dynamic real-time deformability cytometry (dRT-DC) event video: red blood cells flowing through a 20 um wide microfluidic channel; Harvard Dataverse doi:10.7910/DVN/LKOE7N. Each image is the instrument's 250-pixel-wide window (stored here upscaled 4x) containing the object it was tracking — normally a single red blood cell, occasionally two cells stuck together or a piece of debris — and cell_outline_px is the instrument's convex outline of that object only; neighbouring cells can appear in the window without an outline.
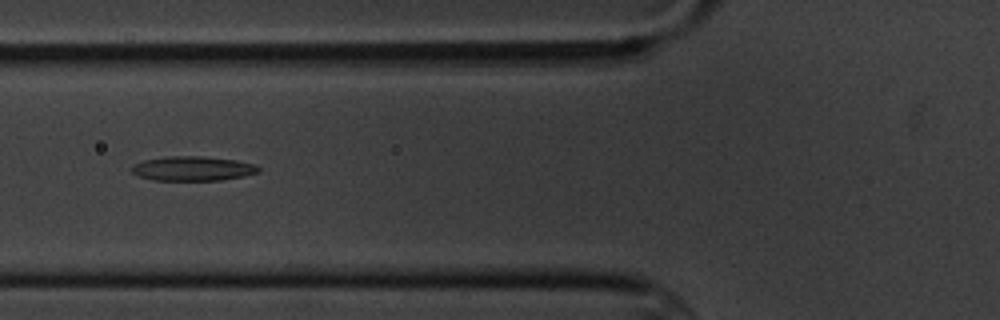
{"species": "common noctule bat (a hibernating species)", "species_latin": "Nyctalus noctula", "temperature_condition": "cold", "stored_images_in_passage": 14, "camera_frame_rate_fps": 3000, "um_per_image_px": 0.085, "animal": {"sex": "male", "body_mass_g": 20.1, "forearm_length_mm": 53.5}, "frame": {"image": 1, "passage_image": 5, "time_ms": 5.667, "image_size_px": [1000, 320], "cell_outline_px": [[260, 172], [244, 176], [220, 180], [152, 180], [140, 176], [132, 172], [132, 164], [144, 160], [168, 156], [204, 156], [236, 160], [256, 164], [260, 168]], "centroid_in_image_um": [16.41, 14.32], "position_along_channel_um": 109.4, "area_um2": 18.15}}
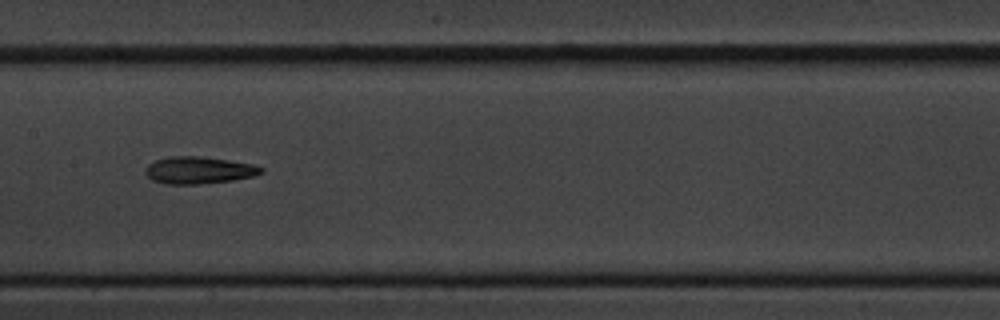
{"frame": {"image": 2, "passage_image": 7, "time_ms": 8.0, "image_size_px": [1000, 320], "cell_outline_px": [[264, 172], [252, 176], [232, 180], [196, 184], [168, 184], [152, 180], [144, 172], [148, 164], [156, 160], [168, 156], [200, 156], [228, 160], [252, 164], [264, 168]], "centroid_in_image_um": [16.88, 14.46], "position_along_channel_um": 190.5, "area_um2": 18.15}}
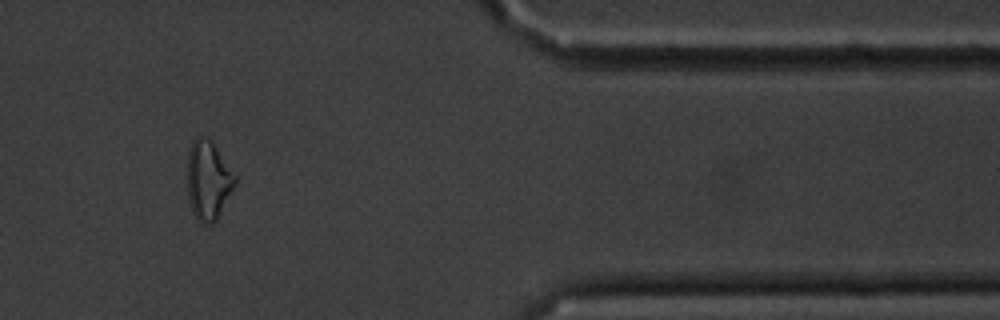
{"frame": {"image": 3, "passage_image": 12, "time_ms": 14.667, "image_size_px": [1000, 320], "cell_outline_px": [[236, 184], [216, 220], [212, 224], [200, 224], [196, 220], [192, 212], [188, 200], [188, 152], [192, 140], [196, 136], [204, 136], [212, 140], [236, 176]], "centroid_in_image_um": [17.69, 15.32], "position_along_channel_um": 393.7, "area_um2": 22.2}, "authors_computed_cell_mechanics": {"area_um2": 18.1492, "velocity_mm_per_s": 3.4449, "shape_relaxation_time_tau1_ms": 2.9398, "shape_relaxation_time_tau2_ms": 6.883, "deformation_change_tau1": 0.0936, "deformation_change_tau2": 0.1707}}